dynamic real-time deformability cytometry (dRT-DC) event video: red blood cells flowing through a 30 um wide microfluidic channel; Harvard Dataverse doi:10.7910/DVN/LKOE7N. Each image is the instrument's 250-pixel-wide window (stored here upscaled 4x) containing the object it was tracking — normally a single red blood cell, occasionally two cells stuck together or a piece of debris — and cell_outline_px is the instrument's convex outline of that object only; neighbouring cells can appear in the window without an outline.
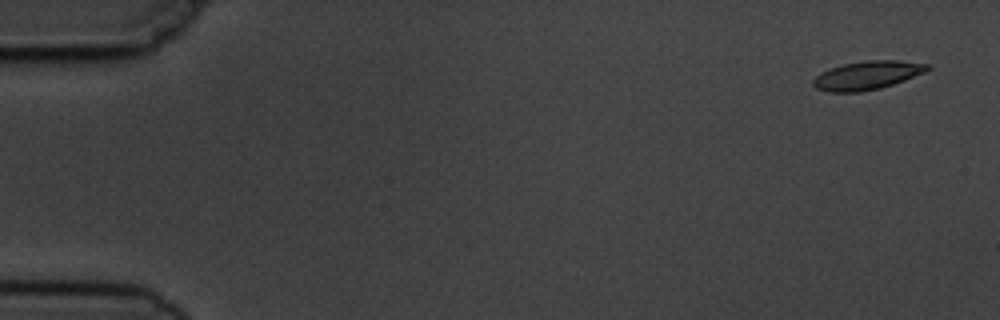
{"species": "common noctule bat (a hibernating species)", "species_latin": "Nyctalus noctula", "temperature_condition": "cold", "stored_images_in_passage": 4, "camera_frame_rate_fps": 3000, "um_per_image_px": 0.085, "animal": {"sex": "male", "body_mass_g": 19.5, "forearm_length_mm": 54.6}, "frame": {"image": 1, "passage_image": 1, "time_ms": 0.0, "image_size_px": [1000, 320], "cell_outline_px": [[932, 68], [924, 72], [904, 80], [880, 88], [860, 92], [828, 92], [816, 88], [812, 84], [812, 80], [816, 76], [832, 68], [844, 64], [864, 60], [896, 60], [928, 64]], "centroid_in_image_um": [73.71, 6.4], "position_along_channel_um": 11.3, "area_um2": 18.79}}